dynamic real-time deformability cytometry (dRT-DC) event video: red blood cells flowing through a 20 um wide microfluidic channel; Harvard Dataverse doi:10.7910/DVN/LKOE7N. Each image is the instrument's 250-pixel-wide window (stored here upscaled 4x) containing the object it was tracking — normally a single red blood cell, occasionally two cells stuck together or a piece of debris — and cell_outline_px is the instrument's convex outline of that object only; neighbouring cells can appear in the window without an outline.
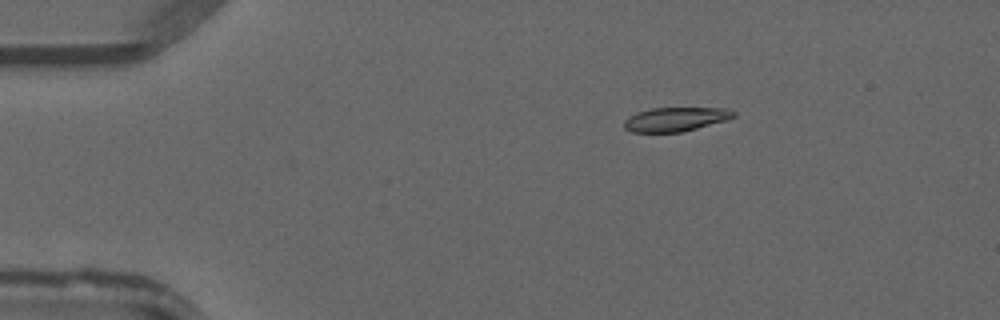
{"species": "common noctule bat (a hibernating species)", "species_latin": "Nyctalus noctula", "temperature_condition": "warm", "stored_images_in_passage": 44, "camera_frame_rate_fps": 3000, "um_per_image_px": 0.085, "animal": {"sex": "male", "forearm_length_mm": 52.5}, "frame": {"image": 1, "passage_image": 5, "time_ms": 1.333, "image_size_px": [1000, 320], "cell_outline_px": [[736, 116], [728, 120], [680, 132], [632, 132], [624, 128], [624, 120], [628, 116], [636, 112], [652, 108], [728, 108], [736, 112]], "centroid_in_image_um": [57.43, 10.13], "position_along_channel_um": 27.6, "area_um2": 15.43}}
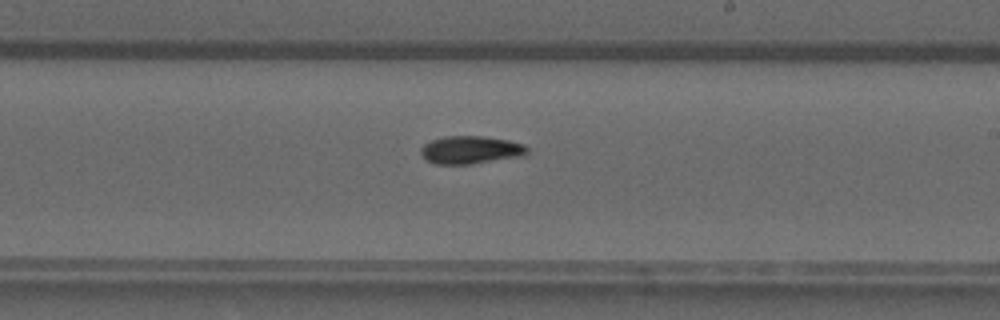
{"frame": {"image": 2, "passage_image": 25, "time_ms": 8.0, "image_size_px": [1000, 320], "cell_outline_px": [[528, 152], [520, 156], [468, 164], [436, 164], [428, 160], [420, 152], [420, 148], [424, 144], [432, 140], [444, 136], [484, 136], [508, 140], [524, 144], [528, 148]], "centroid_in_image_um": [39.99, 12.72], "position_along_channel_um": 249.0, "area_um2": 17.05}}
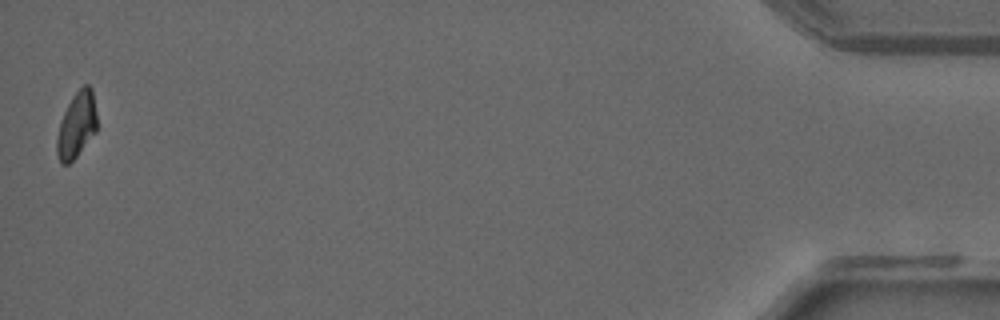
{"frame": {"image": 3, "passage_image": 44, "time_ms": 14.333, "image_size_px": [1000, 320], "cell_outline_px": [[96, 132], [76, 156], [68, 164], [60, 164], [56, 152], [56, 140], [60, 120], [72, 96], [84, 84], [88, 84], [92, 88], [96, 112]], "centroid_in_image_um": [6.5, 10.62], "position_along_channel_um": 428.7, "area_um2": 15.37}}